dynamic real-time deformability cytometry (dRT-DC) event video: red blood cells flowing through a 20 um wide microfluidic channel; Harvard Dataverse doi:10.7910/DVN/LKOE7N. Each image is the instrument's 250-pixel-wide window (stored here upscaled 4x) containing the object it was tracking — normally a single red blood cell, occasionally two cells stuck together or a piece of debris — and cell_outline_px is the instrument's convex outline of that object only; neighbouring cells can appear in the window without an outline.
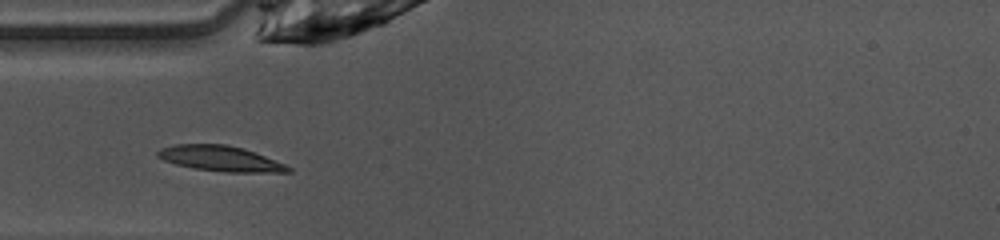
{"species": "common noctule bat (a hibernating species)", "species_latin": "Nyctalus noctula", "temperature_condition": "warm", "stored_images_in_passage": 35, "camera_frame_rate_fps": 3000, "um_per_image_px": 0.085, "animal": {"sex": "female", "body_mass_g": 10.0, "forearm_length_mm": 53.1}, "frame": {"image": 1, "passage_image": 1, "time_ms": 0.0, "image_size_px": [1000, 240], "cell_outline_px": [[292, 172], [228, 172], [196, 168], [176, 164], [164, 160], [156, 156], [156, 152], [160, 148], [176, 144], [228, 144], [244, 148], [284, 164], [292, 168]], "centroid_in_image_um": [18.72, 13.46], "position_along_channel_um": 66.3, "area_um2": 19.13}}
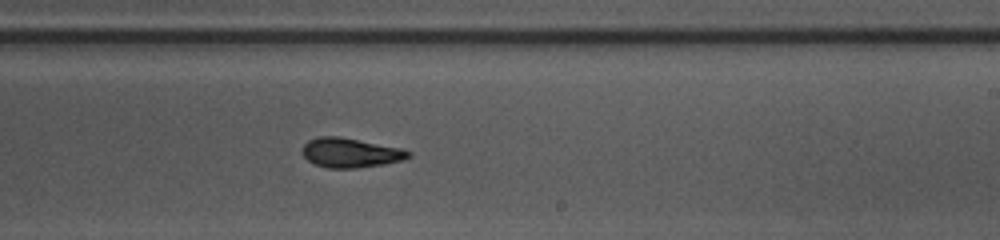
{"frame": {"image": 2, "passage_image": 15, "time_ms": 4.667, "image_size_px": [1000, 240], "cell_outline_px": [[412, 156], [400, 160], [384, 164], [356, 168], [328, 168], [316, 164], [308, 160], [300, 152], [304, 144], [308, 140], [320, 136], [340, 136], [404, 148], [412, 152]], "centroid_in_image_um": [29.8, 12.97], "position_along_channel_um": 259.2, "area_um2": 18.44}}
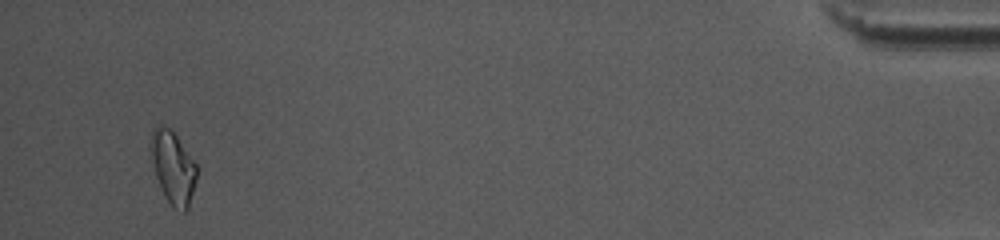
{"frame": {"image": 3, "passage_image": 33, "time_ms": 10.667, "image_size_px": [1000, 240], "cell_outline_px": [[196, 180], [188, 208], [184, 212], [172, 208], [164, 196], [160, 188], [156, 176], [148, 144], [152, 128], [160, 124], [168, 128], [176, 136], [196, 164]], "centroid_in_image_um": [14.66, 14.24], "position_along_channel_um": 420.5, "area_um2": 19.42}}